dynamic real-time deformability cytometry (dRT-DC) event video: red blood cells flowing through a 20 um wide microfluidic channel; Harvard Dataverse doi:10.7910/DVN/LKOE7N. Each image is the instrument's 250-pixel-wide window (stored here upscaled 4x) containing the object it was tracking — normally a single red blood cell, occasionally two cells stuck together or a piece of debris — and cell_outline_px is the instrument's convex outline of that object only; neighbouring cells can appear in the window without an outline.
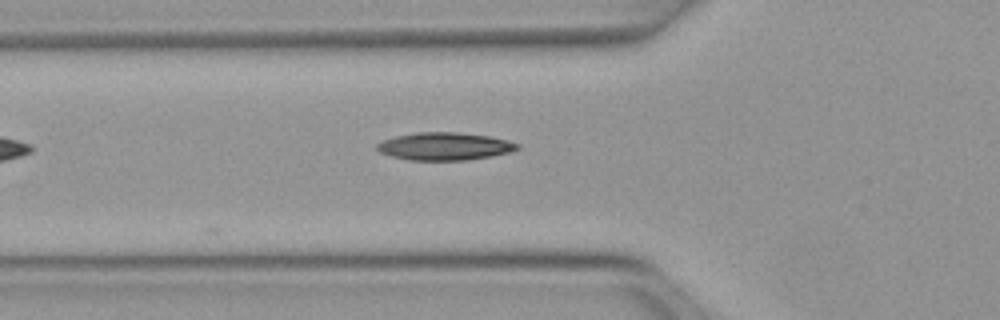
{"species": "Egyptian fruit bat (a non-hibernating species)", "species_latin": "Rousettus aegyptiacus", "temperature_condition": "warm", "stored_images_in_passage": 5, "camera_frame_rate_fps": 3000, "um_per_image_px": 0.085, "animal": {"sex": "female"}, "frame": {"image": 1, "passage_image": 5, "time_ms": 1.333, "image_size_px": [1000, 320], "cell_outline_px": [[520, 148], [508, 152], [492, 156], [468, 160], [408, 160], [392, 156], [380, 152], [376, 148], [376, 144], [380, 140], [396, 136], [416, 132], [456, 132], [488, 136], [508, 140], [520, 144]], "centroid_in_image_um": [37.77, 12.43], "position_along_channel_um": 88.0, "area_um2": 22.72}}